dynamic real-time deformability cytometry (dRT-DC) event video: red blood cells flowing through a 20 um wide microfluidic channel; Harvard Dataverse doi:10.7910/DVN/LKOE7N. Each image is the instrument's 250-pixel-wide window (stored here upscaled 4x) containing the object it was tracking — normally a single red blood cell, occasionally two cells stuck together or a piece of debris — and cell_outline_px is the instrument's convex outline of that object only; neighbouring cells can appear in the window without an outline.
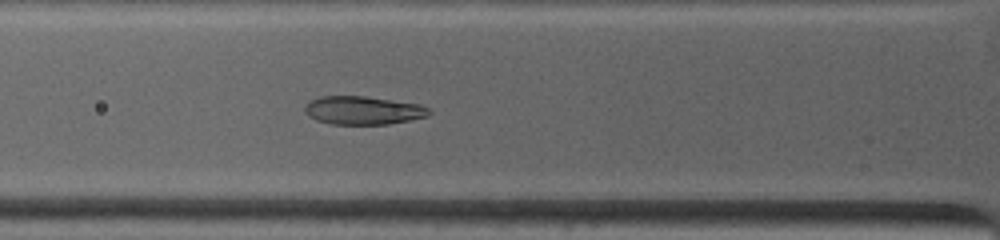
{"species": "common noctule bat (a hibernating species)", "species_latin": "Nyctalus noctula", "temperature_condition": "warm", "stored_images_in_passage": 6, "camera_frame_rate_fps": 4500, "um_per_image_px": 0.085, "animal": {"sex": "female", "body_mass_g": 19.0, "forearm_length_mm": 53.3}, "frame": {"image": 1, "passage_image": 6, "time_ms": 3.333, "image_size_px": [1000, 240], "cell_outline_px": [[432, 112], [428, 116], [388, 124], [332, 124], [316, 120], [308, 116], [304, 112], [304, 104], [320, 96], [364, 96], [420, 104], [428, 108]], "centroid_in_image_um": [30.83, 9.38], "position_along_channel_um": 95.0, "area_um2": 20.52}}